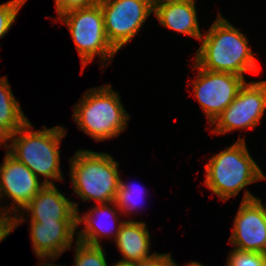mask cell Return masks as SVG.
Listing matches in <instances>:
<instances>
[{
  "instance_id": "6",
  "label": "cell",
  "mask_w": 266,
  "mask_h": 266,
  "mask_svg": "<svg viewBox=\"0 0 266 266\" xmlns=\"http://www.w3.org/2000/svg\"><path fill=\"white\" fill-rule=\"evenodd\" d=\"M58 18L57 20L64 23L71 33L82 67L85 68L96 55L106 67L108 60L112 62L118 51L106 37L103 12L99 3L66 11Z\"/></svg>"
},
{
  "instance_id": "2",
  "label": "cell",
  "mask_w": 266,
  "mask_h": 266,
  "mask_svg": "<svg viewBox=\"0 0 266 266\" xmlns=\"http://www.w3.org/2000/svg\"><path fill=\"white\" fill-rule=\"evenodd\" d=\"M28 120L12 136L9 154L25 164L37 177H45V184L63 180L60 169V142L67 132L63 126L34 131ZM18 135V136H17ZM50 179H53L50 181Z\"/></svg>"
},
{
  "instance_id": "17",
  "label": "cell",
  "mask_w": 266,
  "mask_h": 266,
  "mask_svg": "<svg viewBox=\"0 0 266 266\" xmlns=\"http://www.w3.org/2000/svg\"><path fill=\"white\" fill-rule=\"evenodd\" d=\"M27 121L28 118L15 99L7 77H0V123L15 133Z\"/></svg>"
},
{
  "instance_id": "9",
  "label": "cell",
  "mask_w": 266,
  "mask_h": 266,
  "mask_svg": "<svg viewBox=\"0 0 266 266\" xmlns=\"http://www.w3.org/2000/svg\"><path fill=\"white\" fill-rule=\"evenodd\" d=\"M192 67L198 69L192 82L194 97L211 124L237 97L246 80L233 73L202 69L196 63Z\"/></svg>"
},
{
  "instance_id": "18",
  "label": "cell",
  "mask_w": 266,
  "mask_h": 266,
  "mask_svg": "<svg viewBox=\"0 0 266 266\" xmlns=\"http://www.w3.org/2000/svg\"><path fill=\"white\" fill-rule=\"evenodd\" d=\"M102 245H90L76 240L74 266H108Z\"/></svg>"
},
{
  "instance_id": "5",
  "label": "cell",
  "mask_w": 266,
  "mask_h": 266,
  "mask_svg": "<svg viewBox=\"0 0 266 266\" xmlns=\"http://www.w3.org/2000/svg\"><path fill=\"white\" fill-rule=\"evenodd\" d=\"M69 159L73 193L97 204L115 201L120 184L117 161L107 153L81 149Z\"/></svg>"
},
{
  "instance_id": "22",
  "label": "cell",
  "mask_w": 266,
  "mask_h": 266,
  "mask_svg": "<svg viewBox=\"0 0 266 266\" xmlns=\"http://www.w3.org/2000/svg\"><path fill=\"white\" fill-rule=\"evenodd\" d=\"M2 208L3 207L0 206V242L6 239V237L11 233V231L17 228V226L20 225L21 222H24L26 220V218L24 219V217H22L21 214L19 216L18 215L19 213L16 212H13L12 216L9 213L10 212L9 207H5V209Z\"/></svg>"
},
{
  "instance_id": "23",
  "label": "cell",
  "mask_w": 266,
  "mask_h": 266,
  "mask_svg": "<svg viewBox=\"0 0 266 266\" xmlns=\"http://www.w3.org/2000/svg\"><path fill=\"white\" fill-rule=\"evenodd\" d=\"M57 15L65 13L66 11L77 9V8H86L93 6L99 2V0H54Z\"/></svg>"
},
{
  "instance_id": "4",
  "label": "cell",
  "mask_w": 266,
  "mask_h": 266,
  "mask_svg": "<svg viewBox=\"0 0 266 266\" xmlns=\"http://www.w3.org/2000/svg\"><path fill=\"white\" fill-rule=\"evenodd\" d=\"M205 173L204 184L223 201L238 196L239 191L253 182L263 180V172L250 156L244 138L211 157Z\"/></svg>"
},
{
  "instance_id": "13",
  "label": "cell",
  "mask_w": 266,
  "mask_h": 266,
  "mask_svg": "<svg viewBox=\"0 0 266 266\" xmlns=\"http://www.w3.org/2000/svg\"><path fill=\"white\" fill-rule=\"evenodd\" d=\"M78 205L67 199L55 184H46L22 210L29 212V221H76Z\"/></svg>"
},
{
  "instance_id": "12",
  "label": "cell",
  "mask_w": 266,
  "mask_h": 266,
  "mask_svg": "<svg viewBox=\"0 0 266 266\" xmlns=\"http://www.w3.org/2000/svg\"><path fill=\"white\" fill-rule=\"evenodd\" d=\"M76 221L34 222L30 221V236L35 256L41 259H57L72 247Z\"/></svg>"
},
{
  "instance_id": "3",
  "label": "cell",
  "mask_w": 266,
  "mask_h": 266,
  "mask_svg": "<svg viewBox=\"0 0 266 266\" xmlns=\"http://www.w3.org/2000/svg\"><path fill=\"white\" fill-rule=\"evenodd\" d=\"M73 108L79 130L97 142L119 136L131 118L110 84L87 90Z\"/></svg>"
},
{
  "instance_id": "26",
  "label": "cell",
  "mask_w": 266,
  "mask_h": 266,
  "mask_svg": "<svg viewBox=\"0 0 266 266\" xmlns=\"http://www.w3.org/2000/svg\"><path fill=\"white\" fill-rule=\"evenodd\" d=\"M137 266H157V253L152 257L145 259L137 264Z\"/></svg>"
},
{
  "instance_id": "10",
  "label": "cell",
  "mask_w": 266,
  "mask_h": 266,
  "mask_svg": "<svg viewBox=\"0 0 266 266\" xmlns=\"http://www.w3.org/2000/svg\"><path fill=\"white\" fill-rule=\"evenodd\" d=\"M234 249L266 254V209L261 199L245 191L229 238Z\"/></svg>"
},
{
  "instance_id": "1",
  "label": "cell",
  "mask_w": 266,
  "mask_h": 266,
  "mask_svg": "<svg viewBox=\"0 0 266 266\" xmlns=\"http://www.w3.org/2000/svg\"><path fill=\"white\" fill-rule=\"evenodd\" d=\"M200 42L194 57V63L200 68L233 73L243 78L247 72L258 73L256 58L248 46L246 36L222 17L221 13L202 35Z\"/></svg>"
},
{
  "instance_id": "8",
  "label": "cell",
  "mask_w": 266,
  "mask_h": 266,
  "mask_svg": "<svg viewBox=\"0 0 266 266\" xmlns=\"http://www.w3.org/2000/svg\"><path fill=\"white\" fill-rule=\"evenodd\" d=\"M266 110V80L245 82L237 97L215 118L214 134L257 127Z\"/></svg>"
},
{
  "instance_id": "16",
  "label": "cell",
  "mask_w": 266,
  "mask_h": 266,
  "mask_svg": "<svg viewBox=\"0 0 266 266\" xmlns=\"http://www.w3.org/2000/svg\"><path fill=\"white\" fill-rule=\"evenodd\" d=\"M114 239L123 256L120 261L138 264L156 253L150 254V234L143 221H124Z\"/></svg>"
},
{
  "instance_id": "29",
  "label": "cell",
  "mask_w": 266,
  "mask_h": 266,
  "mask_svg": "<svg viewBox=\"0 0 266 266\" xmlns=\"http://www.w3.org/2000/svg\"><path fill=\"white\" fill-rule=\"evenodd\" d=\"M42 260H45V261L43 262V265H42V263L40 262V264H41L40 266H59V265H57V264H52V262H50V261H49V262H48V261L46 262V260H48V259H46V258H45V259H42ZM44 263H45V264H44ZM60 266H63V265H60Z\"/></svg>"
},
{
  "instance_id": "21",
  "label": "cell",
  "mask_w": 266,
  "mask_h": 266,
  "mask_svg": "<svg viewBox=\"0 0 266 266\" xmlns=\"http://www.w3.org/2000/svg\"><path fill=\"white\" fill-rule=\"evenodd\" d=\"M27 0H11L0 4V39L11 29L17 14Z\"/></svg>"
},
{
  "instance_id": "28",
  "label": "cell",
  "mask_w": 266,
  "mask_h": 266,
  "mask_svg": "<svg viewBox=\"0 0 266 266\" xmlns=\"http://www.w3.org/2000/svg\"><path fill=\"white\" fill-rule=\"evenodd\" d=\"M112 266H137V264L118 261L117 263H114V265Z\"/></svg>"
},
{
  "instance_id": "25",
  "label": "cell",
  "mask_w": 266,
  "mask_h": 266,
  "mask_svg": "<svg viewBox=\"0 0 266 266\" xmlns=\"http://www.w3.org/2000/svg\"><path fill=\"white\" fill-rule=\"evenodd\" d=\"M157 266H178L171 257V253H157Z\"/></svg>"
},
{
  "instance_id": "20",
  "label": "cell",
  "mask_w": 266,
  "mask_h": 266,
  "mask_svg": "<svg viewBox=\"0 0 266 266\" xmlns=\"http://www.w3.org/2000/svg\"><path fill=\"white\" fill-rule=\"evenodd\" d=\"M225 266H266V254L232 249Z\"/></svg>"
},
{
  "instance_id": "15",
  "label": "cell",
  "mask_w": 266,
  "mask_h": 266,
  "mask_svg": "<svg viewBox=\"0 0 266 266\" xmlns=\"http://www.w3.org/2000/svg\"><path fill=\"white\" fill-rule=\"evenodd\" d=\"M195 3V0L164 3L155 6L153 14L162 26L200 40L202 34Z\"/></svg>"
},
{
  "instance_id": "7",
  "label": "cell",
  "mask_w": 266,
  "mask_h": 266,
  "mask_svg": "<svg viewBox=\"0 0 266 266\" xmlns=\"http://www.w3.org/2000/svg\"><path fill=\"white\" fill-rule=\"evenodd\" d=\"M108 41L119 51L138 34L153 13L150 0H99Z\"/></svg>"
},
{
  "instance_id": "19",
  "label": "cell",
  "mask_w": 266,
  "mask_h": 266,
  "mask_svg": "<svg viewBox=\"0 0 266 266\" xmlns=\"http://www.w3.org/2000/svg\"><path fill=\"white\" fill-rule=\"evenodd\" d=\"M141 191L143 192V189H139L137 186L135 187V185L131 186V184L129 185V183L123 182L120 177L119 189L115 198V203L117 206L116 210H119L120 214L123 212L125 215H127V213H129L131 210L133 212V210L139 208V200L142 199L143 196V193H140ZM140 194H142L141 197Z\"/></svg>"
},
{
  "instance_id": "27",
  "label": "cell",
  "mask_w": 266,
  "mask_h": 266,
  "mask_svg": "<svg viewBox=\"0 0 266 266\" xmlns=\"http://www.w3.org/2000/svg\"><path fill=\"white\" fill-rule=\"evenodd\" d=\"M152 8H154L157 5H161L164 3H175V2H183V1H191V0H150Z\"/></svg>"
},
{
  "instance_id": "30",
  "label": "cell",
  "mask_w": 266,
  "mask_h": 266,
  "mask_svg": "<svg viewBox=\"0 0 266 266\" xmlns=\"http://www.w3.org/2000/svg\"><path fill=\"white\" fill-rule=\"evenodd\" d=\"M185 266H205V265H202L199 262L193 261V262H190L189 264H186Z\"/></svg>"
},
{
  "instance_id": "24",
  "label": "cell",
  "mask_w": 266,
  "mask_h": 266,
  "mask_svg": "<svg viewBox=\"0 0 266 266\" xmlns=\"http://www.w3.org/2000/svg\"><path fill=\"white\" fill-rule=\"evenodd\" d=\"M13 132L4 124L0 123V146L2 147L1 144L4 145L3 148H6V153H9L11 144L9 145L8 142L10 139H12Z\"/></svg>"
},
{
  "instance_id": "14",
  "label": "cell",
  "mask_w": 266,
  "mask_h": 266,
  "mask_svg": "<svg viewBox=\"0 0 266 266\" xmlns=\"http://www.w3.org/2000/svg\"><path fill=\"white\" fill-rule=\"evenodd\" d=\"M110 204L113 205L112 208L110 207ZM113 207H117L115 201L109 203H102L99 204V206H94V208L93 207L90 208L91 210L89 209V212H86L84 213V215L81 216L79 215V213H77V218H76L77 229L78 225H80L81 223L85 224V227L84 230L82 229L81 231L80 229H78L79 231H77L76 232L77 235H75L77 236L76 240L84 242L86 244L99 246L101 245L100 244L101 238L104 236L105 237L108 236L109 238L112 235V237L114 236L116 238L121 228V225L124 223V221L121 220L119 221L118 218L119 211H116ZM103 216L105 217V219H102L104 218ZM99 217L102 219L103 223L100 221L101 219ZM106 217L109 218L110 222ZM106 220H107L106 223L108 224L105 223ZM112 221L113 222L115 221L114 228L112 227V225H109V223H111Z\"/></svg>"
},
{
  "instance_id": "11",
  "label": "cell",
  "mask_w": 266,
  "mask_h": 266,
  "mask_svg": "<svg viewBox=\"0 0 266 266\" xmlns=\"http://www.w3.org/2000/svg\"><path fill=\"white\" fill-rule=\"evenodd\" d=\"M39 178L23 163L6 153L0 165L1 197L12 199L11 212L24 213L22 210L45 186ZM4 194V195H3ZM16 205V207H15Z\"/></svg>"
}]
</instances>
